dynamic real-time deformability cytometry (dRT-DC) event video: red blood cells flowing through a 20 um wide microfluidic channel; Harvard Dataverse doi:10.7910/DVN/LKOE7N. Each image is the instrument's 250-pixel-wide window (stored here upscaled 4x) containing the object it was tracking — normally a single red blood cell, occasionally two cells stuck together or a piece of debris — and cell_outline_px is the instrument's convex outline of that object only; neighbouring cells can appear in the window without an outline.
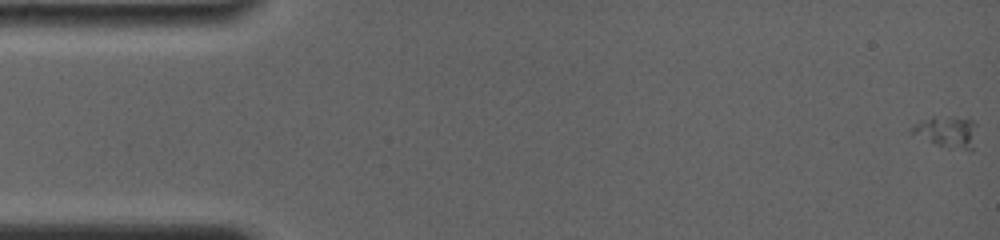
{"species": "common noctule bat (a hibernating species)", "species_latin": "Nyctalus noctula", "temperature_condition": "room temperature", "stored_images_in_passage": 68, "camera_frame_rate_fps": 4000, "um_per_image_px": 0.085, "animal": {"sex": "female", "body_mass_g": 19.0, "forearm_length_mm": 56.7}, "frame": {"image": 1, "passage_image": 1, "time_ms": 0.0, "image_size_px": [1000, 240], "cell_outline_px": [[976, 124], [972, 152], [948, 148], [936, 144], [908, 132], [920, 120], [932, 116], [952, 116], [972, 120]], "centroid_in_image_um": [80.5, 11.21], "position_along_channel_um": 4.5, "area_um2": 12.08}}
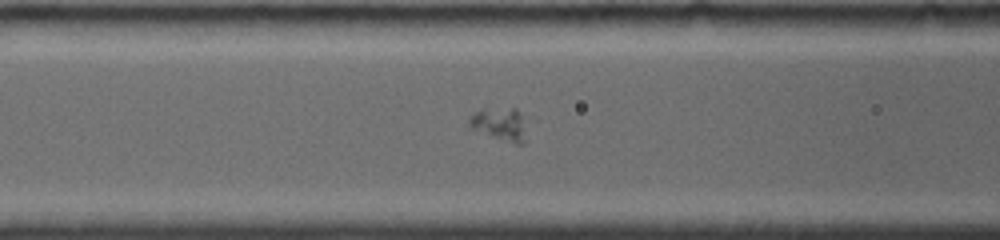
{"frame": {"image": 2, "passage_image": 28, "time_ms": 6.75, "image_size_px": [1000, 240], "cell_outline_px": [[524, 144], [516, 144], [472, 128], [468, 124], [468, 116], [472, 112], [512, 108], [516, 108], [520, 112], [524, 140]], "centroid_in_image_um": [42.43, 10.54], "position_along_channel_um": 124.2, "area_um2": 10.17}}
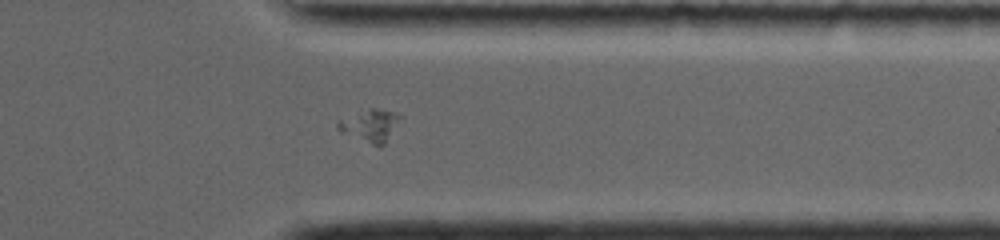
{"frame": {"image": 3, "passage_image": 55, "time_ms": 13.5, "image_size_px": [1000, 240], "cell_outline_px": [[400, 116], [384, 144], [372, 144], [340, 132], [336, 128], [336, 124], [340, 120], [368, 108], [376, 108], [396, 112]], "centroid_in_image_um": [31.41, 10.64], "position_along_channel_um": 380.0, "area_um2": 11.16}}